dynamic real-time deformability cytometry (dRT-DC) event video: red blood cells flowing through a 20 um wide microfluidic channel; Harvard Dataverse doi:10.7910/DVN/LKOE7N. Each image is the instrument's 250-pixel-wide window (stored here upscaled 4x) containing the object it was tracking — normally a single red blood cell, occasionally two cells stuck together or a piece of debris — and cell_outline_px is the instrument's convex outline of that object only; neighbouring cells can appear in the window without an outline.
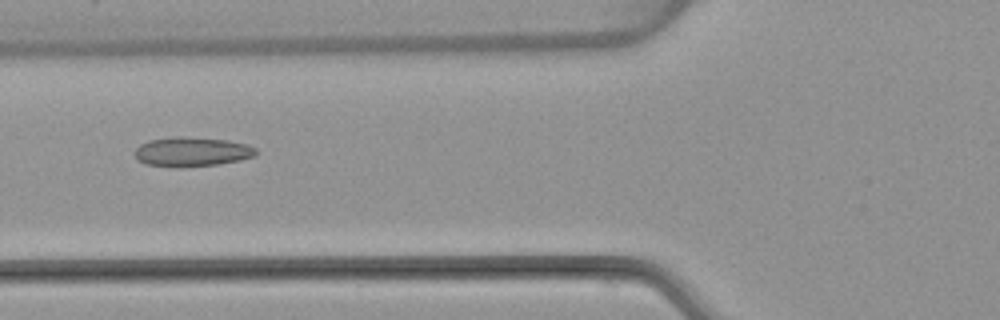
{"species": "common noctule bat (a hibernating species)", "species_latin": "Nyctalus noctula", "temperature_condition": "warm", "stored_images_in_passage": 8, "camera_frame_rate_fps": 3000, "um_per_image_px": 0.085, "animal": {"sex": "female", "body_mass_g": 22.7, "forearm_length_mm": 54.2}, "frame": {"image": 1, "passage_image": 6, "time_ms": 6.667, "image_size_px": [1000, 320], "cell_outline_px": [[256, 156], [240, 160], [220, 164], [180, 168], [176, 168], [144, 164], [136, 160], [136, 148], [140, 144], [148, 140], [180, 136], [184, 136], [228, 140], [248, 144], [256, 148]], "centroid_in_image_um": [16.31, 12.91], "position_along_channel_um": 109.5, "area_um2": 21.15}}
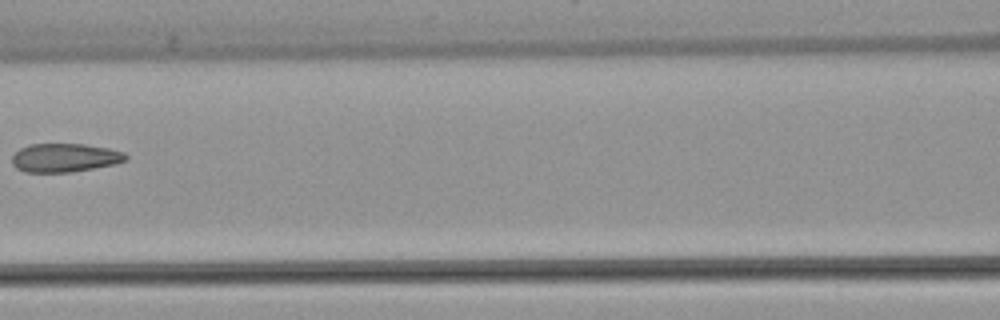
{"frame": {"image": 2, "passage_image": 7, "time_ms": 8.0, "image_size_px": [1000, 320], "cell_outline_px": [[128, 160], [116, 164], [72, 172], [24, 172], [16, 168], [12, 164], [12, 156], [20, 148], [32, 144], [84, 144], [108, 148], [124, 152], [128, 156]], "centroid_in_image_um": [5.52, 13.41], "position_along_channel_um": 161.1, "area_um2": 19.07}}